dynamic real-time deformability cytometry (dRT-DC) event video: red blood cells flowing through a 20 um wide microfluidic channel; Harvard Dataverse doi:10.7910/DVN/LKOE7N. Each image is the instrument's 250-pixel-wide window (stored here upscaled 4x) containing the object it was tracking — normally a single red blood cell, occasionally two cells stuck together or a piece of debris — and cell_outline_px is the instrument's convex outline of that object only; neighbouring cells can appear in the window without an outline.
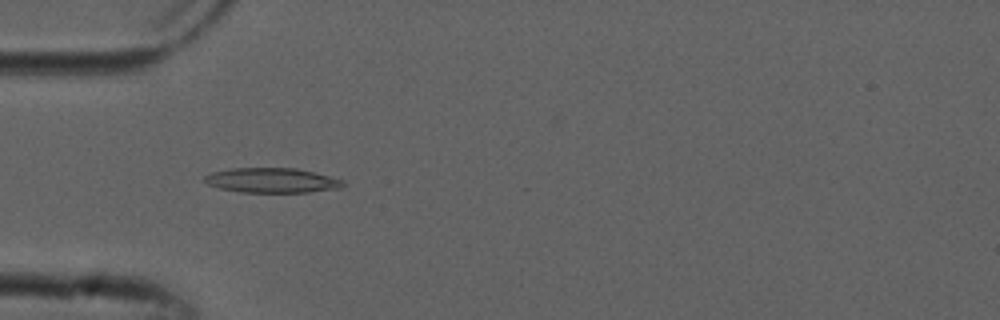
{"species": "common noctule bat (a hibernating species)", "species_latin": "Nyctalus noctula", "temperature_condition": "cold", "stored_images_in_passage": 52, "camera_frame_rate_fps": 3000, "um_per_image_px": 0.085, "animal": {"sex": "male", "forearm_length_mm": 52.5}, "frame": {"image": 1, "passage_image": 16, "time_ms": 5.0, "image_size_px": [1000, 320], "cell_outline_px": [[344, 184], [340, 188], [308, 192], [240, 192], [220, 188], [208, 184], [204, 180], [204, 176], [212, 172], [228, 168], [296, 168], [344, 180]], "centroid_in_image_um": [23.08, 15.33], "position_along_channel_um": 61.9, "area_um2": 19.88}}
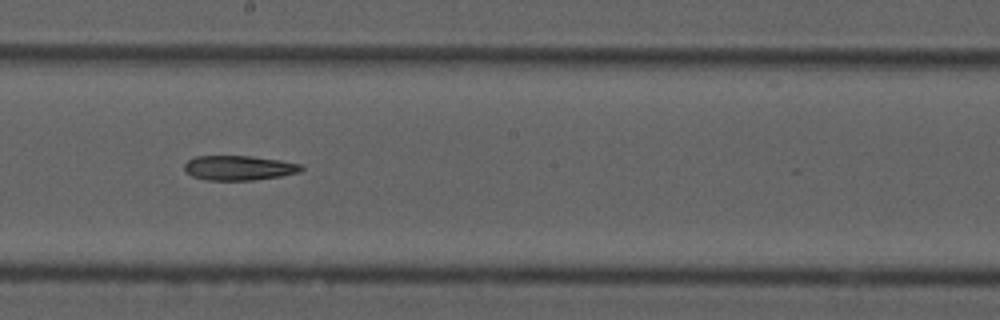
{"frame": {"image": 2, "passage_image": 29, "time_ms": 9.333, "image_size_px": [1000, 320], "cell_outline_px": [[304, 168], [300, 172], [280, 176], [252, 180], [208, 180], [192, 176], [184, 172], [184, 164], [188, 160], [196, 156], [252, 156], [280, 160], [300, 164]], "centroid_in_image_um": [20.28, 14.27], "position_along_channel_um": 227.9, "area_um2": 16.82}}
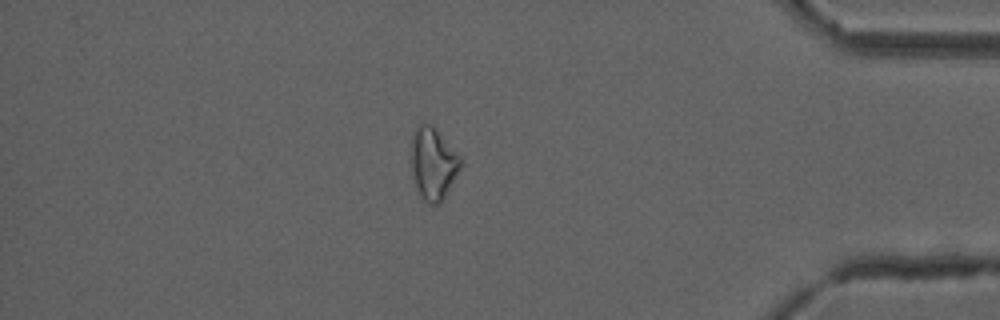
{"frame": {"image": 3, "passage_image": 45, "time_ms": 14.667, "image_size_px": [1000, 320], "cell_outline_px": [[460, 168], [444, 200], [440, 204], [428, 204], [424, 200], [416, 188], [412, 180], [412, 132], [416, 124], [432, 124], [436, 128], [460, 156]], "centroid_in_image_um": [36.8, 13.91], "position_along_channel_um": 398.4, "area_um2": 20.87}}